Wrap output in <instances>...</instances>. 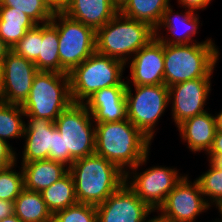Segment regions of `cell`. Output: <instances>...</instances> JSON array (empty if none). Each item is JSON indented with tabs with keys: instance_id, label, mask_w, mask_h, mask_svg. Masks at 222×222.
Wrapping results in <instances>:
<instances>
[{
	"instance_id": "1",
	"label": "cell",
	"mask_w": 222,
	"mask_h": 222,
	"mask_svg": "<svg viewBox=\"0 0 222 222\" xmlns=\"http://www.w3.org/2000/svg\"><path fill=\"white\" fill-rule=\"evenodd\" d=\"M95 137V154L116 164L124 173L149 155L152 142L128 119L95 123Z\"/></svg>"
},
{
	"instance_id": "2",
	"label": "cell",
	"mask_w": 222,
	"mask_h": 222,
	"mask_svg": "<svg viewBox=\"0 0 222 222\" xmlns=\"http://www.w3.org/2000/svg\"><path fill=\"white\" fill-rule=\"evenodd\" d=\"M79 203L98 206L125 183V173L97 154L75 160L69 167Z\"/></svg>"
},
{
	"instance_id": "3",
	"label": "cell",
	"mask_w": 222,
	"mask_h": 222,
	"mask_svg": "<svg viewBox=\"0 0 222 222\" xmlns=\"http://www.w3.org/2000/svg\"><path fill=\"white\" fill-rule=\"evenodd\" d=\"M163 51L167 87L197 78H211L220 56L211 39L182 45L163 43Z\"/></svg>"
},
{
	"instance_id": "4",
	"label": "cell",
	"mask_w": 222,
	"mask_h": 222,
	"mask_svg": "<svg viewBox=\"0 0 222 222\" xmlns=\"http://www.w3.org/2000/svg\"><path fill=\"white\" fill-rule=\"evenodd\" d=\"M153 38L155 29L149 24L118 12L96 30V52L129 64L131 57Z\"/></svg>"
},
{
	"instance_id": "5",
	"label": "cell",
	"mask_w": 222,
	"mask_h": 222,
	"mask_svg": "<svg viewBox=\"0 0 222 222\" xmlns=\"http://www.w3.org/2000/svg\"><path fill=\"white\" fill-rule=\"evenodd\" d=\"M72 103L68 74L38 71L21 107L26 117L54 122Z\"/></svg>"
},
{
	"instance_id": "6",
	"label": "cell",
	"mask_w": 222,
	"mask_h": 222,
	"mask_svg": "<svg viewBox=\"0 0 222 222\" xmlns=\"http://www.w3.org/2000/svg\"><path fill=\"white\" fill-rule=\"evenodd\" d=\"M124 62L94 52L68 75L73 103H83L93 93L111 86H126L122 73Z\"/></svg>"
},
{
	"instance_id": "7",
	"label": "cell",
	"mask_w": 222,
	"mask_h": 222,
	"mask_svg": "<svg viewBox=\"0 0 222 222\" xmlns=\"http://www.w3.org/2000/svg\"><path fill=\"white\" fill-rule=\"evenodd\" d=\"M83 103H72L54 121L64 143V164L68 168L80 158L95 153V123ZM94 125V126H93Z\"/></svg>"
},
{
	"instance_id": "8",
	"label": "cell",
	"mask_w": 222,
	"mask_h": 222,
	"mask_svg": "<svg viewBox=\"0 0 222 222\" xmlns=\"http://www.w3.org/2000/svg\"><path fill=\"white\" fill-rule=\"evenodd\" d=\"M58 31L60 73L69 74L96 51V31L55 11L50 21Z\"/></svg>"
},
{
	"instance_id": "9",
	"label": "cell",
	"mask_w": 222,
	"mask_h": 222,
	"mask_svg": "<svg viewBox=\"0 0 222 222\" xmlns=\"http://www.w3.org/2000/svg\"><path fill=\"white\" fill-rule=\"evenodd\" d=\"M126 85L127 119L149 140H153L155 126L169 105V88L166 85L134 86Z\"/></svg>"
},
{
	"instance_id": "10",
	"label": "cell",
	"mask_w": 222,
	"mask_h": 222,
	"mask_svg": "<svg viewBox=\"0 0 222 222\" xmlns=\"http://www.w3.org/2000/svg\"><path fill=\"white\" fill-rule=\"evenodd\" d=\"M147 157L148 155L139 164L132 167L131 171L127 170L125 184L141 201L148 204L156 212L184 175H179L176 168L172 169L165 166H154L142 171V173L137 172L140 166L146 164ZM130 179L132 180L130 181Z\"/></svg>"
},
{
	"instance_id": "11",
	"label": "cell",
	"mask_w": 222,
	"mask_h": 222,
	"mask_svg": "<svg viewBox=\"0 0 222 222\" xmlns=\"http://www.w3.org/2000/svg\"><path fill=\"white\" fill-rule=\"evenodd\" d=\"M187 176H183L156 211H160L159 215L167 222H194L210 208L197 180L192 182Z\"/></svg>"
},
{
	"instance_id": "12",
	"label": "cell",
	"mask_w": 222,
	"mask_h": 222,
	"mask_svg": "<svg viewBox=\"0 0 222 222\" xmlns=\"http://www.w3.org/2000/svg\"><path fill=\"white\" fill-rule=\"evenodd\" d=\"M3 82L0 101L22 105L27 99L37 72L34 62L10 50L3 59Z\"/></svg>"
},
{
	"instance_id": "13",
	"label": "cell",
	"mask_w": 222,
	"mask_h": 222,
	"mask_svg": "<svg viewBox=\"0 0 222 222\" xmlns=\"http://www.w3.org/2000/svg\"><path fill=\"white\" fill-rule=\"evenodd\" d=\"M153 211L125 183L96 206L97 222H145Z\"/></svg>"
},
{
	"instance_id": "14",
	"label": "cell",
	"mask_w": 222,
	"mask_h": 222,
	"mask_svg": "<svg viewBox=\"0 0 222 222\" xmlns=\"http://www.w3.org/2000/svg\"><path fill=\"white\" fill-rule=\"evenodd\" d=\"M168 88L169 102H172V118L176 126L206 111L204 107L211 90L210 78L188 80Z\"/></svg>"
},
{
	"instance_id": "15",
	"label": "cell",
	"mask_w": 222,
	"mask_h": 222,
	"mask_svg": "<svg viewBox=\"0 0 222 222\" xmlns=\"http://www.w3.org/2000/svg\"><path fill=\"white\" fill-rule=\"evenodd\" d=\"M130 62V80L134 86L164 85L163 43L153 38L134 54Z\"/></svg>"
},
{
	"instance_id": "16",
	"label": "cell",
	"mask_w": 222,
	"mask_h": 222,
	"mask_svg": "<svg viewBox=\"0 0 222 222\" xmlns=\"http://www.w3.org/2000/svg\"><path fill=\"white\" fill-rule=\"evenodd\" d=\"M83 104L91 113L94 123L117 122L127 119L126 86L100 89Z\"/></svg>"
},
{
	"instance_id": "17",
	"label": "cell",
	"mask_w": 222,
	"mask_h": 222,
	"mask_svg": "<svg viewBox=\"0 0 222 222\" xmlns=\"http://www.w3.org/2000/svg\"><path fill=\"white\" fill-rule=\"evenodd\" d=\"M26 118L29 119L25 124L22 137L25 139V145L21 163L48 160L49 151L52 149L54 122L36 117Z\"/></svg>"
},
{
	"instance_id": "18",
	"label": "cell",
	"mask_w": 222,
	"mask_h": 222,
	"mask_svg": "<svg viewBox=\"0 0 222 222\" xmlns=\"http://www.w3.org/2000/svg\"><path fill=\"white\" fill-rule=\"evenodd\" d=\"M183 13H173L171 5L164 11L162 20L155 29V37L162 43L166 44H191L197 40H193V35H196L199 25V15L193 10L186 9ZM196 13V14H195ZM174 14V15H173ZM167 29V33H170L172 37L168 38L161 36L160 28ZM180 28H183L181 30ZM182 31H180V30ZM178 30V31H177ZM170 31V32H169ZM181 33H180V32ZM160 33V34H159Z\"/></svg>"
},
{
	"instance_id": "19",
	"label": "cell",
	"mask_w": 222,
	"mask_h": 222,
	"mask_svg": "<svg viewBox=\"0 0 222 222\" xmlns=\"http://www.w3.org/2000/svg\"><path fill=\"white\" fill-rule=\"evenodd\" d=\"M62 12L96 31L110 21L119 10L111 0H70Z\"/></svg>"
},
{
	"instance_id": "20",
	"label": "cell",
	"mask_w": 222,
	"mask_h": 222,
	"mask_svg": "<svg viewBox=\"0 0 222 222\" xmlns=\"http://www.w3.org/2000/svg\"><path fill=\"white\" fill-rule=\"evenodd\" d=\"M183 142H187V148L193 152H200L212 148L216 134L215 117L205 111L194 117L188 118L177 126Z\"/></svg>"
},
{
	"instance_id": "21",
	"label": "cell",
	"mask_w": 222,
	"mask_h": 222,
	"mask_svg": "<svg viewBox=\"0 0 222 222\" xmlns=\"http://www.w3.org/2000/svg\"><path fill=\"white\" fill-rule=\"evenodd\" d=\"M21 169L24 189L35 192H42L69 171L64 163L49 159L21 163Z\"/></svg>"
},
{
	"instance_id": "22",
	"label": "cell",
	"mask_w": 222,
	"mask_h": 222,
	"mask_svg": "<svg viewBox=\"0 0 222 222\" xmlns=\"http://www.w3.org/2000/svg\"><path fill=\"white\" fill-rule=\"evenodd\" d=\"M37 24L13 7L0 6V38L12 49Z\"/></svg>"
},
{
	"instance_id": "23",
	"label": "cell",
	"mask_w": 222,
	"mask_h": 222,
	"mask_svg": "<svg viewBox=\"0 0 222 222\" xmlns=\"http://www.w3.org/2000/svg\"><path fill=\"white\" fill-rule=\"evenodd\" d=\"M14 214L22 222H52L53 215L49 211L41 192L23 189L14 200Z\"/></svg>"
},
{
	"instance_id": "24",
	"label": "cell",
	"mask_w": 222,
	"mask_h": 222,
	"mask_svg": "<svg viewBox=\"0 0 222 222\" xmlns=\"http://www.w3.org/2000/svg\"><path fill=\"white\" fill-rule=\"evenodd\" d=\"M170 0H128L119 12L130 19L142 21L156 29Z\"/></svg>"
},
{
	"instance_id": "25",
	"label": "cell",
	"mask_w": 222,
	"mask_h": 222,
	"mask_svg": "<svg viewBox=\"0 0 222 222\" xmlns=\"http://www.w3.org/2000/svg\"><path fill=\"white\" fill-rule=\"evenodd\" d=\"M41 195L52 215L78 203L74 180L69 171L50 187L44 189Z\"/></svg>"
},
{
	"instance_id": "26",
	"label": "cell",
	"mask_w": 222,
	"mask_h": 222,
	"mask_svg": "<svg viewBox=\"0 0 222 222\" xmlns=\"http://www.w3.org/2000/svg\"><path fill=\"white\" fill-rule=\"evenodd\" d=\"M34 64L39 71L60 73L58 31L51 22L42 24L40 55Z\"/></svg>"
},
{
	"instance_id": "27",
	"label": "cell",
	"mask_w": 222,
	"mask_h": 222,
	"mask_svg": "<svg viewBox=\"0 0 222 222\" xmlns=\"http://www.w3.org/2000/svg\"><path fill=\"white\" fill-rule=\"evenodd\" d=\"M25 116L21 105L0 101V138L9 142L10 138H21L24 135Z\"/></svg>"
},
{
	"instance_id": "28",
	"label": "cell",
	"mask_w": 222,
	"mask_h": 222,
	"mask_svg": "<svg viewBox=\"0 0 222 222\" xmlns=\"http://www.w3.org/2000/svg\"><path fill=\"white\" fill-rule=\"evenodd\" d=\"M0 6L25 13L37 25L50 22L55 12L46 0H0Z\"/></svg>"
},
{
	"instance_id": "29",
	"label": "cell",
	"mask_w": 222,
	"mask_h": 222,
	"mask_svg": "<svg viewBox=\"0 0 222 222\" xmlns=\"http://www.w3.org/2000/svg\"><path fill=\"white\" fill-rule=\"evenodd\" d=\"M209 163H210L209 164L210 169H208L207 172L203 173L201 176L196 178V180L199 183L201 192L203 193V196L207 204L210 207L212 206V204H215L216 208H218L219 212H221L222 211V169L217 167L211 161H209ZM206 196H208V198Z\"/></svg>"
},
{
	"instance_id": "30",
	"label": "cell",
	"mask_w": 222,
	"mask_h": 222,
	"mask_svg": "<svg viewBox=\"0 0 222 222\" xmlns=\"http://www.w3.org/2000/svg\"><path fill=\"white\" fill-rule=\"evenodd\" d=\"M17 164L0 168V199L14 202L24 189L23 171L13 169Z\"/></svg>"
},
{
	"instance_id": "31",
	"label": "cell",
	"mask_w": 222,
	"mask_h": 222,
	"mask_svg": "<svg viewBox=\"0 0 222 222\" xmlns=\"http://www.w3.org/2000/svg\"><path fill=\"white\" fill-rule=\"evenodd\" d=\"M52 222H97L96 206L78 202L56 212Z\"/></svg>"
},
{
	"instance_id": "32",
	"label": "cell",
	"mask_w": 222,
	"mask_h": 222,
	"mask_svg": "<svg viewBox=\"0 0 222 222\" xmlns=\"http://www.w3.org/2000/svg\"><path fill=\"white\" fill-rule=\"evenodd\" d=\"M40 41H42V24L28 30L11 50L23 58L34 62L40 55Z\"/></svg>"
},
{
	"instance_id": "33",
	"label": "cell",
	"mask_w": 222,
	"mask_h": 222,
	"mask_svg": "<svg viewBox=\"0 0 222 222\" xmlns=\"http://www.w3.org/2000/svg\"><path fill=\"white\" fill-rule=\"evenodd\" d=\"M49 160L59 161L64 163V143L60 132L53 124V142L52 149L49 151Z\"/></svg>"
},
{
	"instance_id": "34",
	"label": "cell",
	"mask_w": 222,
	"mask_h": 222,
	"mask_svg": "<svg viewBox=\"0 0 222 222\" xmlns=\"http://www.w3.org/2000/svg\"><path fill=\"white\" fill-rule=\"evenodd\" d=\"M13 149L9 143L0 138V168H5L17 163V153Z\"/></svg>"
},
{
	"instance_id": "35",
	"label": "cell",
	"mask_w": 222,
	"mask_h": 222,
	"mask_svg": "<svg viewBox=\"0 0 222 222\" xmlns=\"http://www.w3.org/2000/svg\"><path fill=\"white\" fill-rule=\"evenodd\" d=\"M209 161L214 162L218 157L222 156V132L216 131L212 148L207 153Z\"/></svg>"
},
{
	"instance_id": "36",
	"label": "cell",
	"mask_w": 222,
	"mask_h": 222,
	"mask_svg": "<svg viewBox=\"0 0 222 222\" xmlns=\"http://www.w3.org/2000/svg\"><path fill=\"white\" fill-rule=\"evenodd\" d=\"M211 1L212 0H178V4H181L185 9L187 7V9L196 12L200 9H206L205 7H207Z\"/></svg>"
},
{
	"instance_id": "37",
	"label": "cell",
	"mask_w": 222,
	"mask_h": 222,
	"mask_svg": "<svg viewBox=\"0 0 222 222\" xmlns=\"http://www.w3.org/2000/svg\"><path fill=\"white\" fill-rule=\"evenodd\" d=\"M14 214V202L0 199V220Z\"/></svg>"
},
{
	"instance_id": "38",
	"label": "cell",
	"mask_w": 222,
	"mask_h": 222,
	"mask_svg": "<svg viewBox=\"0 0 222 222\" xmlns=\"http://www.w3.org/2000/svg\"><path fill=\"white\" fill-rule=\"evenodd\" d=\"M55 11L62 9L69 3L70 0H46Z\"/></svg>"
},
{
	"instance_id": "39",
	"label": "cell",
	"mask_w": 222,
	"mask_h": 222,
	"mask_svg": "<svg viewBox=\"0 0 222 222\" xmlns=\"http://www.w3.org/2000/svg\"><path fill=\"white\" fill-rule=\"evenodd\" d=\"M11 48L0 38V59H4Z\"/></svg>"
},
{
	"instance_id": "40",
	"label": "cell",
	"mask_w": 222,
	"mask_h": 222,
	"mask_svg": "<svg viewBox=\"0 0 222 222\" xmlns=\"http://www.w3.org/2000/svg\"><path fill=\"white\" fill-rule=\"evenodd\" d=\"M215 117V124H216V130L222 132V110L219 114H216Z\"/></svg>"
},
{
	"instance_id": "41",
	"label": "cell",
	"mask_w": 222,
	"mask_h": 222,
	"mask_svg": "<svg viewBox=\"0 0 222 222\" xmlns=\"http://www.w3.org/2000/svg\"><path fill=\"white\" fill-rule=\"evenodd\" d=\"M0 222H22L15 214L0 220Z\"/></svg>"
},
{
	"instance_id": "42",
	"label": "cell",
	"mask_w": 222,
	"mask_h": 222,
	"mask_svg": "<svg viewBox=\"0 0 222 222\" xmlns=\"http://www.w3.org/2000/svg\"><path fill=\"white\" fill-rule=\"evenodd\" d=\"M112 3L120 10L128 0H111Z\"/></svg>"
},
{
	"instance_id": "43",
	"label": "cell",
	"mask_w": 222,
	"mask_h": 222,
	"mask_svg": "<svg viewBox=\"0 0 222 222\" xmlns=\"http://www.w3.org/2000/svg\"><path fill=\"white\" fill-rule=\"evenodd\" d=\"M3 72H4L3 59H0V89L3 82Z\"/></svg>"
},
{
	"instance_id": "44",
	"label": "cell",
	"mask_w": 222,
	"mask_h": 222,
	"mask_svg": "<svg viewBox=\"0 0 222 222\" xmlns=\"http://www.w3.org/2000/svg\"><path fill=\"white\" fill-rule=\"evenodd\" d=\"M145 222H167L160 215L152 217V219L146 220Z\"/></svg>"
},
{
	"instance_id": "45",
	"label": "cell",
	"mask_w": 222,
	"mask_h": 222,
	"mask_svg": "<svg viewBox=\"0 0 222 222\" xmlns=\"http://www.w3.org/2000/svg\"><path fill=\"white\" fill-rule=\"evenodd\" d=\"M217 167L222 169V156L218 157L214 162H213Z\"/></svg>"
},
{
	"instance_id": "46",
	"label": "cell",
	"mask_w": 222,
	"mask_h": 222,
	"mask_svg": "<svg viewBox=\"0 0 222 222\" xmlns=\"http://www.w3.org/2000/svg\"><path fill=\"white\" fill-rule=\"evenodd\" d=\"M213 222H222V216H221V219L218 218V221L215 220V221H213Z\"/></svg>"
}]
</instances>
